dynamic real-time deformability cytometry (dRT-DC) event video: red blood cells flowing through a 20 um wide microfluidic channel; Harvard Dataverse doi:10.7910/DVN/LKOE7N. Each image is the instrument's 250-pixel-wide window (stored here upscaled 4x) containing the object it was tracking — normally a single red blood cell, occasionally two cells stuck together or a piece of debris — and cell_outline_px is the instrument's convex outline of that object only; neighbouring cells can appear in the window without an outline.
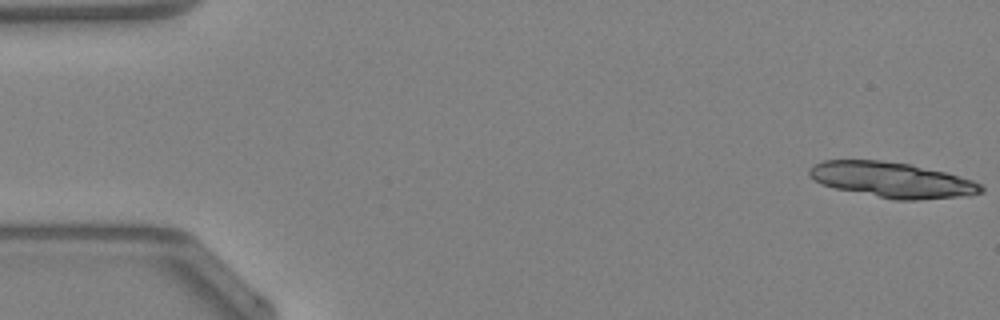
{"species": "Egyptian fruit bat (a non-hibernating species)", "species_latin": "Rousettus aegyptiacus", "temperature_condition": "warm", "stored_images_in_passage": 14, "camera_frame_rate_fps": 3000, "um_per_image_px": 0.085, "animal": {"sex": "female"}, "frame": {"image": 1, "passage_image": 1, "time_ms": 0.0, "image_size_px": [1000, 320], "cell_outline_px": [[984, 192], [960, 196], [916, 200], [896, 200], [836, 188], [820, 184], [808, 172], [816, 164], [824, 160], [880, 160], [908, 164], [944, 172], [960, 176], [972, 180], [980, 184], [984, 188]], "centroid_in_image_um": [75.85, 15.29], "position_along_channel_um": 9.2, "area_um2": 34.8}}